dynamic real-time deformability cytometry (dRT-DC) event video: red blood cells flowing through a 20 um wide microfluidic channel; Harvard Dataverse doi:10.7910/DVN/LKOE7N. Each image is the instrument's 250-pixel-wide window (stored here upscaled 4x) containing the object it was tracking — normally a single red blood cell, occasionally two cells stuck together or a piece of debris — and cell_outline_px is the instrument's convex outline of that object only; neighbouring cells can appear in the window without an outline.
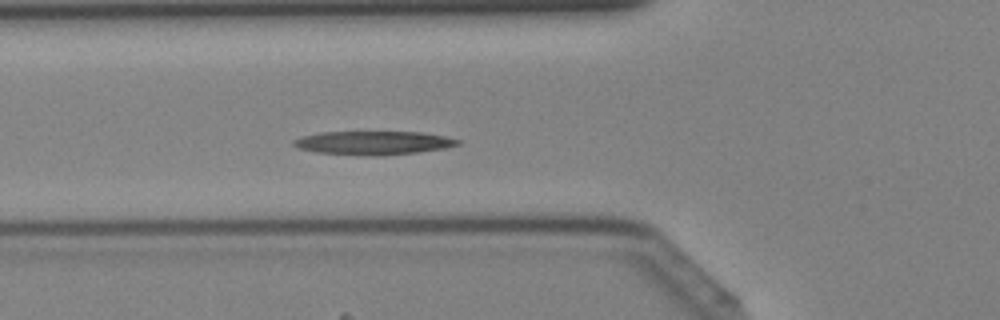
{"species": "Egyptian fruit bat (a non-hibernating species)", "species_latin": "Rousettus aegyptiacus", "temperature_condition": "cold", "stored_images_in_passage": 43, "camera_frame_rate_fps": 3000, "um_per_image_px": 0.085, "animal": {"sex": "female"}, "frame": {"image": 1, "passage_image": 15, "time_ms": 4.667, "image_size_px": [1000, 320], "cell_outline_px": [[460, 144], [444, 148], [416, 152], [380, 156], [368, 156], [316, 152], [300, 148], [292, 144], [292, 140], [300, 136], [320, 132], [420, 132], [444, 136], [460, 140]], "centroid_in_image_um": [31.69, 12.14], "position_along_channel_um": 94.1, "area_um2": 22.54}}
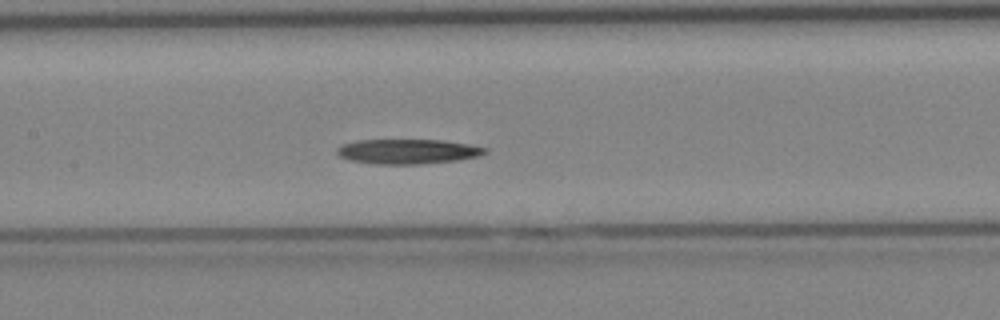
{"frame": {"image": 2, "passage_image": 20, "time_ms": 6.333, "image_size_px": [1000, 320], "cell_outline_px": [[488, 152], [480, 156], [460, 160], [420, 164], [376, 164], [348, 160], [340, 156], [336, 152], [336, 148], [340, 144], [356, 140], [444, 140], [468, 144], [488, 148]], "centroid_in_image_um": [34.66, 12.87], "position_along_channel_um": 172.7, "area_um2": 21.68}}
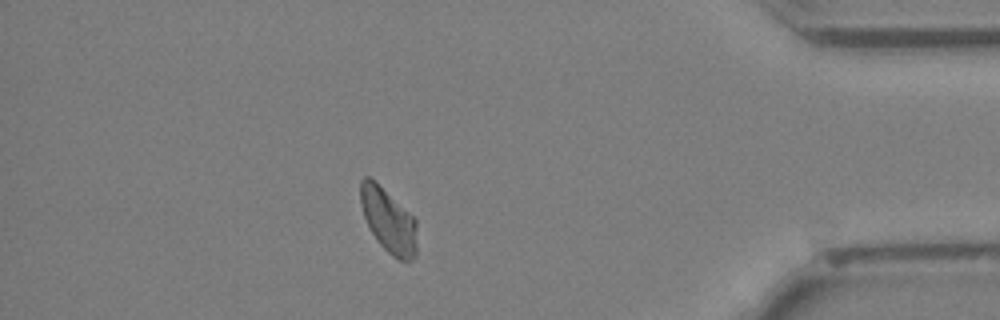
{"frame": {"image": 3, "passage_image": 37, "time_ms": 12.0, "image_size_px": [1000, 320], "cell_outline_px": [[416, 256], [412, 260], [400, 260], [392, 256], [376, 240], [364, 216], [360, 204], [360, 180], [364, 176], [368, 176], [376, 180], [416, 220]], "centroid_in_image_um": [33.0, 18.71], "position_along_channel_um": 402.2, "area_um2": 21.1}}